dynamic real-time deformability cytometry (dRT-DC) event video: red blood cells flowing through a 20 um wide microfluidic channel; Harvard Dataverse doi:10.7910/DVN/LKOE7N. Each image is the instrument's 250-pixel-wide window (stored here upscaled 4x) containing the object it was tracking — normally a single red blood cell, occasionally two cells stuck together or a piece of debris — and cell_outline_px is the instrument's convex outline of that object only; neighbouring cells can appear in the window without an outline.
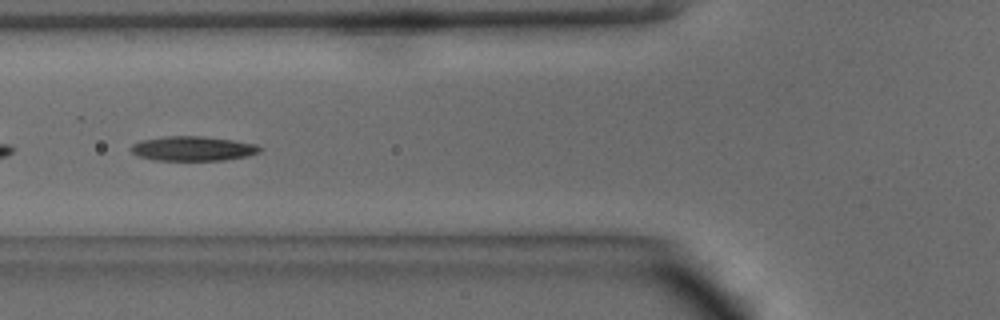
{"species": "common noctule bat (a hibernating species)", "species_latin": "Nyctalus noctula", "temperature_condition": "warm", "stored_images_in_passage": 22, "camera_frame_rate_fps": 3000, "um_per_image_px": 0.085, "animal": {"sex": "male", "body_mass_g": 15.6}, "frame": {"image": 1, "passage_image": 18, "time_ms": 5.667, "image_size_px": [1000, 320], "cell_outline_px": [[260, 152], [248, 156], [224, 160], [156, 160], [136, 156], [132, 152], [132, 144], [140, 140], [168, 136], [204, 136], [232, 140], [256, 144], [260, 148]], "centroid_in_image_um": [16.38, 12.63], "position_along_channel_um": 109.4, "area_um2": 18.38}}